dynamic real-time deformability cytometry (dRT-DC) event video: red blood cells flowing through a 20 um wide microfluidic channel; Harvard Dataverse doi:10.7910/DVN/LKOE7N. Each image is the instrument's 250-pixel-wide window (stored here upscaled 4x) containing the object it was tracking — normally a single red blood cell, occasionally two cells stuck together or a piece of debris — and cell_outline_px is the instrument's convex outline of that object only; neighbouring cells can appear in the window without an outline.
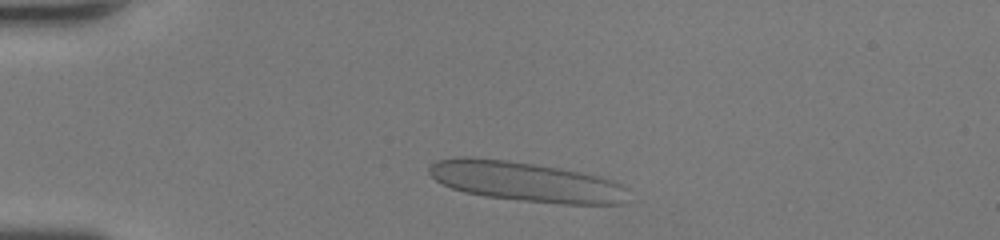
{"species": "human", "species_latin": "Homo sapiens", "temperature_condition": "room temperature", "stored_images_in_passage": 34, "camera_frame_rate_fps": 3000, "um_per_image_px": 0.085, "donor": {"sex": "female"}, "frame": {"image": 1, "passage_image": 5, "time_ms": 1.333, "image_size_px": [1000, 240], "cell_outline_px": [[632, 200], [620, 204], [564, 204], [516, 200], [484, 196], [464, 192], [452, 188], [436, 180], [428, 172], [428, 168], [436, 160], [456, 156], [472, 156], [504, 160], [560, 168], [580, 172], [612, 180], [628, 188]], "centroid_in_image_um": [44.73, 15.45], "position_along_channel_um": 40.3, "area_um2": 46.47}}
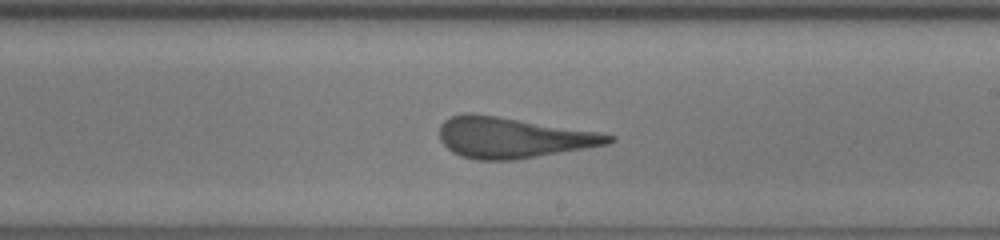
{"frame": {"image": 2, "passage_image": 22, "time_ms": 7.0, "image_size_px": [1000, 240], "cell_outline_px": [[616, 140], [608, 144], [512, 160], [476, 160], [460, 156], [452, 152], [440, 140], [440, 124], [448, 116], [464, 112], [472, 112], [596, 132], [616, 136]], "centroid_in_image_um": [43.5, 11.69], "position_along_channel_um": 245.5, "area_um2": 39.82}}
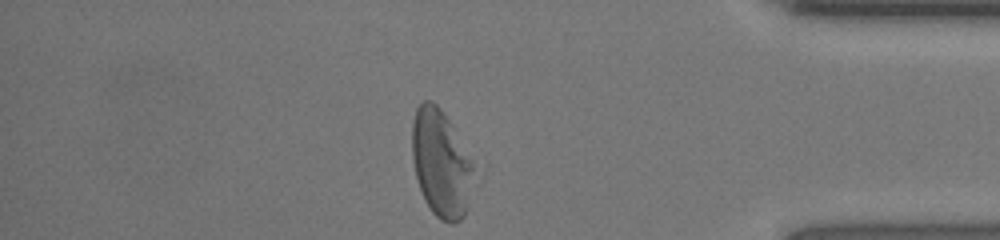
{"frame": {"image": 3, "passage_image": 34, "time_ms": 11.0, "image_size_px": [1000, 240], "cell_outline_px": [[476, 164], [468, 208], [464, 216], [460, 220], [452, 224], [448, 224], [440, 220], [432, 212], [424, 200], [416, 176], [412, 160], [412, 120], [416, 108], [424, 100], [432, 100], [440, 108], [452, 124]], "centroid_in_image_um": [37.51, 13.89], "position_along_channel_um": 397.7, "area_um2": 39.3}}